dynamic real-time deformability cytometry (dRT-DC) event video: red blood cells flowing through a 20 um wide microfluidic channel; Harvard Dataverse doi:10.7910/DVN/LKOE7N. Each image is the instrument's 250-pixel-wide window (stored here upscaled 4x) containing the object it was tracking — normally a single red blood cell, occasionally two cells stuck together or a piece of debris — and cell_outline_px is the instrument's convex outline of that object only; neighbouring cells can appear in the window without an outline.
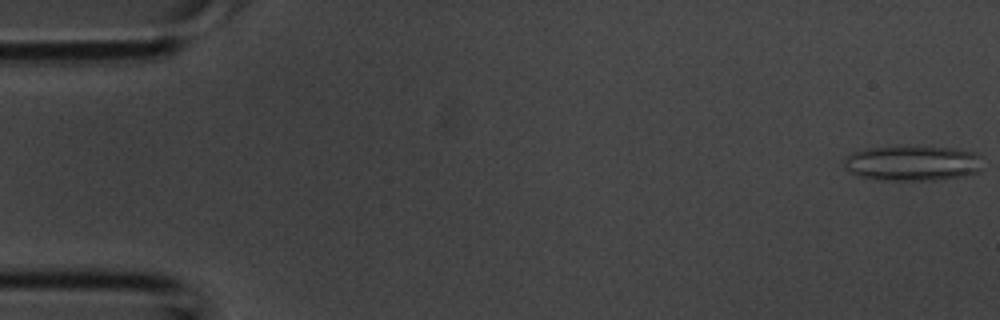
{"species": "common noctule bat (a hibernating species)", "species_latin": "Nyctalus noctula", "temperature_condition": "room temperature", "stored_images_in_passage": 4, "camera_frame_rate_fps": 3000, "um_per_image_px": 0.085, "animal": {"sex": "male", "body_mass_g": 20.1, "forearm_length_mm": 53.5}, "frame": {"image": 1, "passage_image": 1, "time_ms": 0.0, "image_size_px": [1000, 320], "cell_outline_px": [[980, 172], [964, 176], [932, 180], [880, 180], [856, 176], [848, 172], [844, 168], [840, 160], [852, 152], [868, 148], [900, 144], [956, 148], [976, 152], [980, 156]], "centroid_in_image_um": [77.49, 13.84], "position_along_channel_um": 7.5, "area_um2": 29.65}}
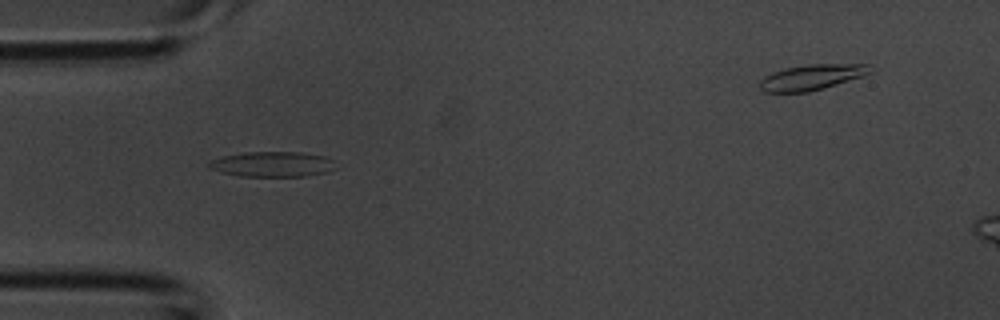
{"frame": {"image": 2, "passage_image": 4, "time_ms": 1.0, "image_size_px": [1000, 320], "cell_outline_px": [[336, 168], [328, 172], [308, 176], [240, 176], [220, 172], [208, 168], [208, 160], [220, 156], [244, 152], [300, 152], [324, 156], [332, 160]], "centroid_in_image_um": [23.11, 13.95], "position_along_channel_um": 61.9, "area_um2": 18.84}}